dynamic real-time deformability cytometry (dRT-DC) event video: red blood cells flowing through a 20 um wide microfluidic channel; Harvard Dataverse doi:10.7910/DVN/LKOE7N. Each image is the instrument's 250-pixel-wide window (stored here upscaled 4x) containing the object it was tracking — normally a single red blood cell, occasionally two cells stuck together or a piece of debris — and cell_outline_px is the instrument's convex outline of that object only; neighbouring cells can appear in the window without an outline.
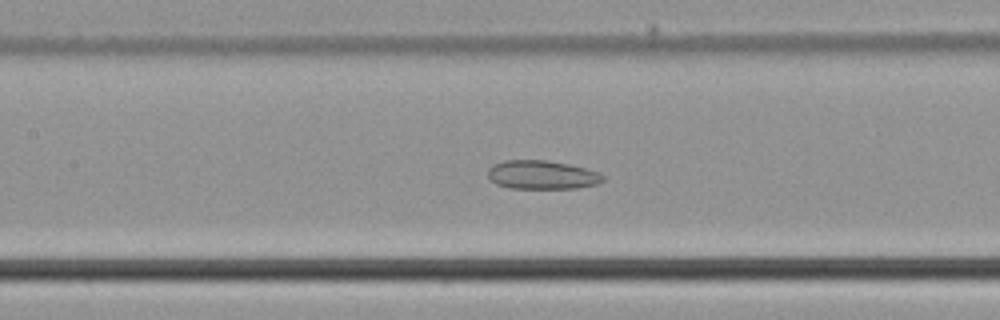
{"species": "common noctule bat (a hibernating species)", "species_latin": "Nyctalus noctula", "temperature_condition": "cold", "stored_images_in_passage": 52, "camera_frame_rate_fps": 3000, "um_per_image_px": 0.085, "animal": {"sex": "male", "body_mass_g": 21.5, "forearm_length_mm": 52.0}, "frame": {"image": 1, "passage_image": 24, "time_ms": 7.667, "image_size_px": [1000, 320], "cell_outline_px": [[604, 180], [596, 184], [576, 188], [508, 188], [496, 184], [488, 176], [488, 168], [492, 164], [504, 160], [548, 160], [568, 164], [600, 172], [604, 176]], "centroid_in_image_um": [46.05, 14.85], "position_along_channel_um": 161.4, "area_um2": 19.31}}
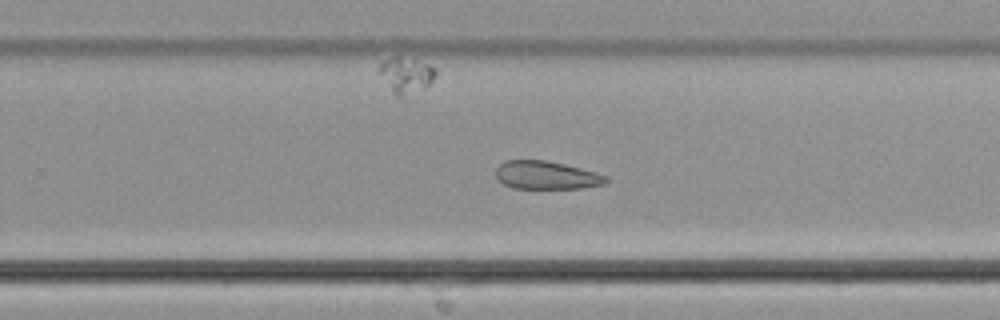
{"frame": {"image": 2, "passage_image": 33, "time_ms": 10.667, "image_size_px": [1000, 320], "cell_outline_px": [[608, 180], [604, 184], [580, 188], [516, 188], [504, 184], [496, 176], [496, 168], [504, 160], [544, 160], [564, 164], [596, 172], [608, 176]], "centroid_in_image_um": [46.45, 14.88], "position_along_channel_um": 283.4, "area_um2": 17.92}}
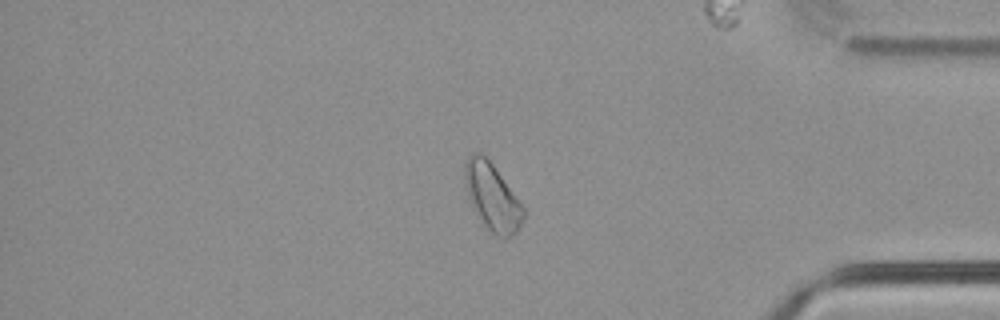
{"frame": {"image": 3, "passage_image": 43, "time_ms": 14.0, "image_size_px": [1000, 320], "cell_outline_px": [[524, 216], [516, 232], [504, 240], [496, 236], [480, 220], [472, 208], [468, 196], [464, 180], [464, 164], [468, 156], [472, 152], [480, 152], [492, 164], [524, 208]], "centroid_in_image_um": [41.8, 16.74], "position_along_channel_um": 393.4, "area_um2": 22.6}}